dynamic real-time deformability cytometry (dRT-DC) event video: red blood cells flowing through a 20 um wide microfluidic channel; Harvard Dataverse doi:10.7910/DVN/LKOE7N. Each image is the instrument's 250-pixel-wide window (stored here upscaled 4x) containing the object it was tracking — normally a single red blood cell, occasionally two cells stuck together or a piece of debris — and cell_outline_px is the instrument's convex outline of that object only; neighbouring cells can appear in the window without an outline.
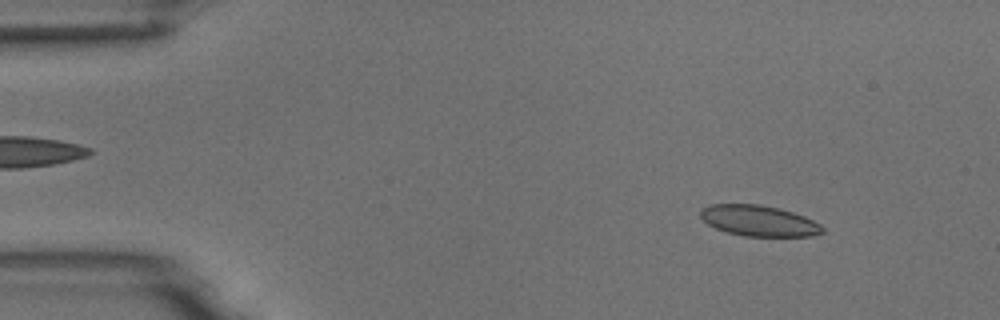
{"species": "common noctule bat (a hibernating species)", "species_latin": "Nyctalus noctula", "temperature_condition": "room temperature", "stored_images_in_passage": 54, "camera_frame_rate_fps": 3000, "um_per_image_px": 0.085, "animal": {"sex": "male", "body_mass_g": 18.8}, "frame": {"image": 1, "passage_image": 6, "time_ms": 1.667, "image_size_px": [1000, 320], "cell_outline_px": [[824, 232], [812, 236], [744, 236], [728, 232], [716, 228], [708, 224], [700, 216], [700, 208], [712, 204], [760, 204], [780, 208], [804, 216], [820, 224], [824, 228]], "centroid_in_image_um": [64.5, 18.76], "position_along_channel_um": 20.5, "area_um2": 21.91}}
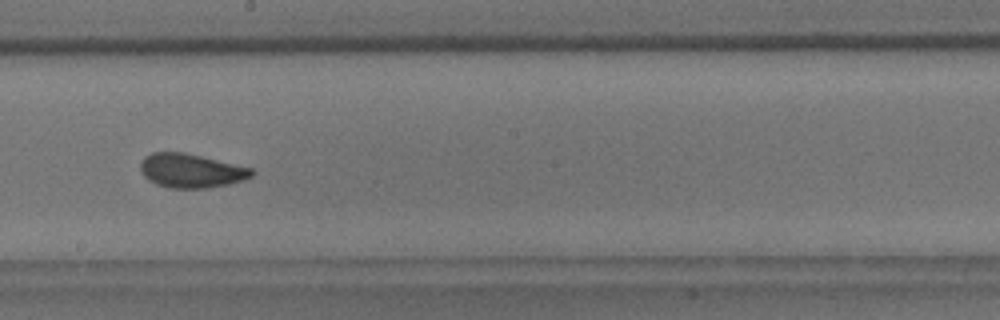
{"frame": {"image": 2, "passage_image": 30, "time_ms": 9.667, "image_size_px": [1000, 320], "cell_outline_px": [[256, 172], [252, 176], [244, 180], [228, 184], [208, 188], [168, 188], [156, 184], [148, 180], [140, 172], [140, 164], [144, 156], [152, 152], [184, 152], [252, 168]], "centroid_in_image_um": [16.22, 14.51], "position_along_channel_um": 232.0, "area_um2": 22.2}}
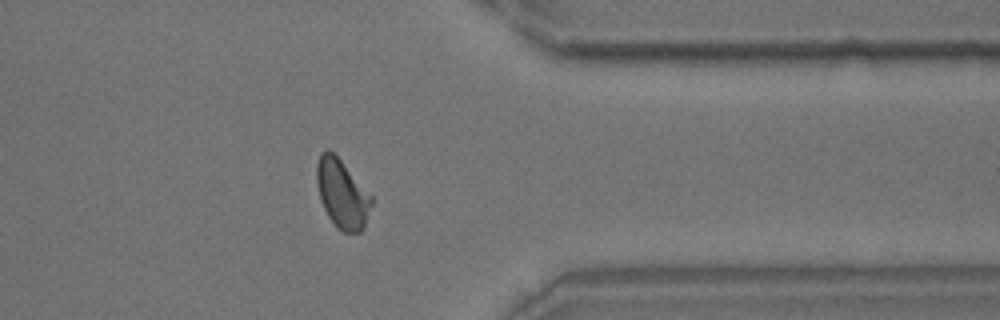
{"frame": {"image": 3, "passage_image": 43, "time_ms": 14.0, "image_size_px": [1000, 320], "cell_outline_px": [[372, 204], [364, 228], [360, 232], [344, 232], [336, 228], [328, 216], [320, 200], [316, 184], [316, 164], [320, 152], [328, 148], [340, 160], [372, 196]], "centroid_in_image_um": [29.05, 16.48], "position_along_channel_um": 382.3, "area_um2": 21.91}, "authors_computed_cell_mechanics": {"area_um2": 21.964, "velocity_mm_per_s": 3.7073, "shape_relaxation_time_tau1_ms": 4.2276, "shape_relaxation_time_tau2_ms": 0.856, "deformation_change_tau1": 0.112, "deformation_change_tau2": 0.0597}}